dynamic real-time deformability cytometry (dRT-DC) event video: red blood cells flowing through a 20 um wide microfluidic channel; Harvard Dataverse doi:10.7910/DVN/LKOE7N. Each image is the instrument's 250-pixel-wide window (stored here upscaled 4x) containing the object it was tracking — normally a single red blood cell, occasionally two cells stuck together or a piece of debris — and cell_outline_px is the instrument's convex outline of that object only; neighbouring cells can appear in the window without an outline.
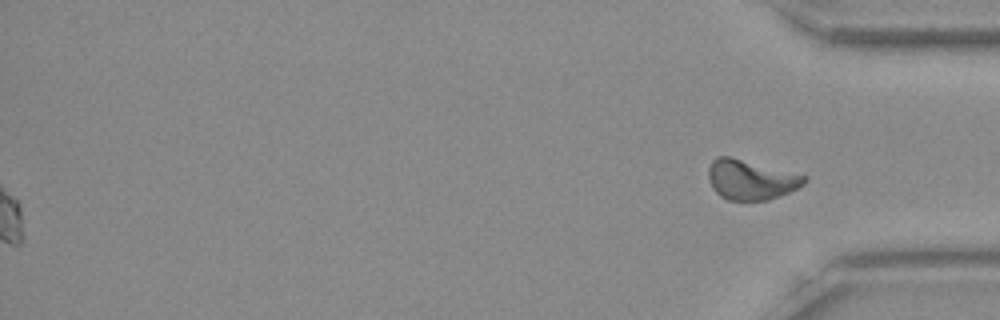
{"species": "Egyptian fruit bat (a non-hibernating species)", "species_latin": "Rousettus aegyptiacus", "temperature_condition": "room temperature", "stored_images_in_passage": 51, "segment_of_instrument_passage": [2, 2], "camera_frame_rate_fps": 3000, "um_per_image_px": 0.085, "frame": {"image": 1, "passage_image": 51, "time_ms": 16.667, "image_size_px": [1000, 320], "cell_outline_px": [[808, 180], [804, 184], [788, 192], [768, 200], [728, 200], [720, 196], [712, 188], [708, 176], [708, 168], [712, 160], [716, 156], [728, 156], [808, 176]], "centroid_in_image_um": [63.8, 15.27], "position_along_channel_um": 371.4, "area_um2": 22.14}}